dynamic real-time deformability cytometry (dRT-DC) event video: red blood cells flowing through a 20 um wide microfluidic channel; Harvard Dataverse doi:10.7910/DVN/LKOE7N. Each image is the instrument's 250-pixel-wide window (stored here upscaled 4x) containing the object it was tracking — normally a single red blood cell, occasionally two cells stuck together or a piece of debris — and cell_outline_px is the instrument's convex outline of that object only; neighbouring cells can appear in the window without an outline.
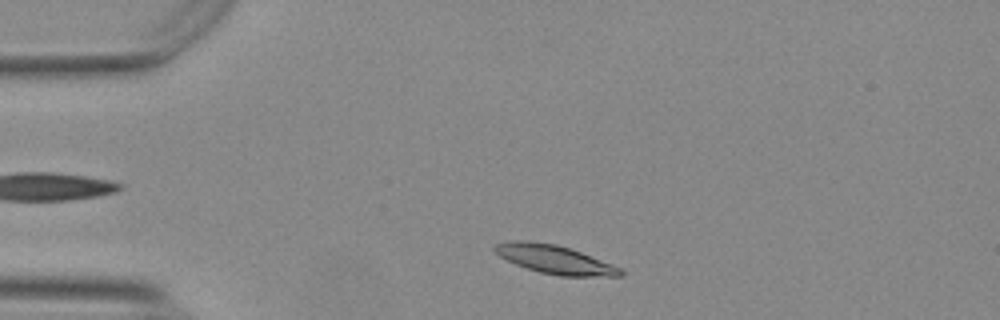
{"species": "Egyptian fruit bat (a non-hibernating species)", "species_latin": "Rousettus aegyptiacus", "temperature_condition": "warm", "stored_images_in_passage": 48, "camera_frame_rate_fps": 3000, "um_per_image_px": 0.085, "animal": {"sex": "female"}, "frame": {"image": 1, "passage_image": 4, "time_ms": 1.0, "image_size_px": [1000, 320], "cell_outline_px": [[624, 276], [560, 276], [540, 272], [516, 264], [500, 256], [492, 248], [496, 244], [512, 240], [528, 240], [556, 244], [580, 252], [620, 268], [624, 272]], "centroid_in_image_um": [47.13, 22.04], "position_along_channel_um": 37.9, "area_um2": 20.58}}
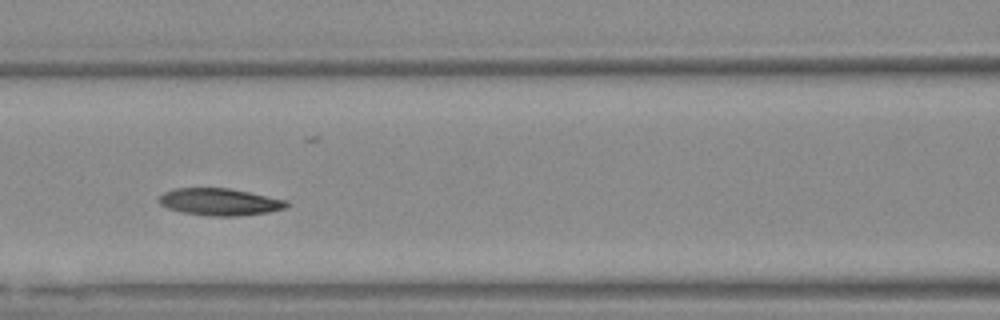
{"frame": {"image": 2, "passage_image": 16, "time_ms": 5.0, "image_size_px": [1000, 320], "cell_outline_px": [[288, 204], [284, 208], [268, 212], [240, 216], [204, 216], [180, 212], [168, 208], [160, 204], [160, 196], [164, 192], [176, 188], [228, 188], [248, 192], [284, 200]], "centroid_in_image_um": [18.62, 17.17], "position_along_channel_um": 148.0, "area_um2": 19.94}}
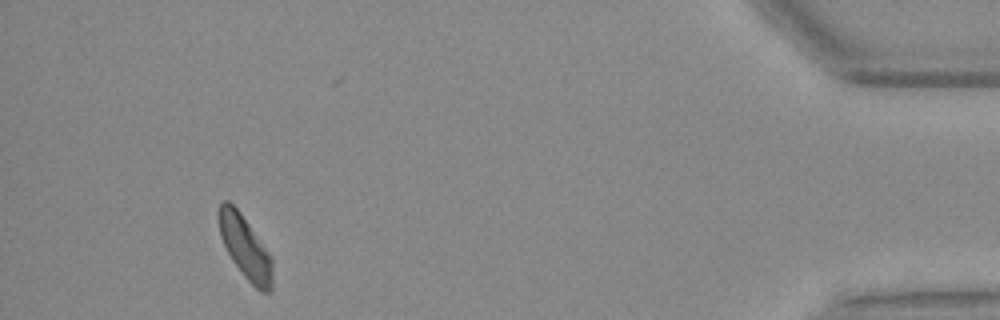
{"frame": {"image": 3, "passage_image": 43, "time_ms": 14.0, "image_size_px": [1000, 320], "cell_outline_px": [[272, 292], [260, 292], [244, 276], [232, 260], [220, 236], [220, 204], [224, 200], [228, 200], [240, 212], [268, 252], [272, 260]], "centroid_in_image_um": [20.87, 21.08], "position_along_channel_um": 414.3, "area_um2": 19.07}, "authors_computed_cell_mechanics": {"area_um2": 19.9121, "velocity_mm_per_s": 3.6931, "shape_relaxation_time_tau1_ms": 6.6441, "shape_relaxation_time_tau2_ms": 5.4026, "deformation_change_tau1": 0.1805, "deformation_change_tau2": 0.1121}}